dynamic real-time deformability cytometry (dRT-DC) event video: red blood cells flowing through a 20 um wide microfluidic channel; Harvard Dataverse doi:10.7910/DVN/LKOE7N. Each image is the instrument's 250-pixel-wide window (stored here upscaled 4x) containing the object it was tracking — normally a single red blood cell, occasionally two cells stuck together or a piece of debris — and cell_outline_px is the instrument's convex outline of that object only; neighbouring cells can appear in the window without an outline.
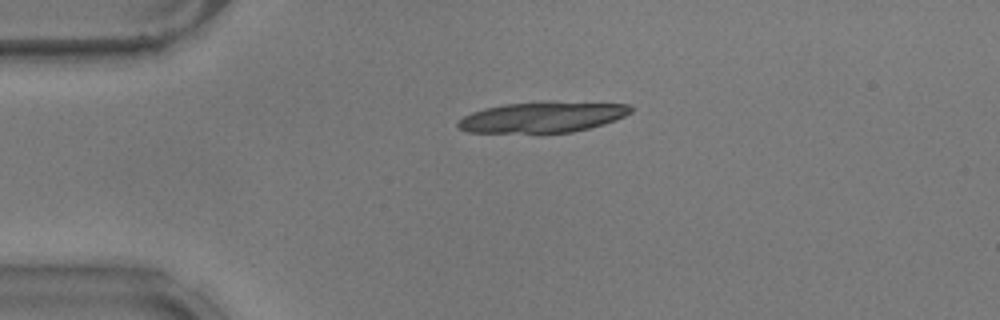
{"species": "common noctule bat (a hibernating species)", "species_latin": "Nyctalus noctula", "temperature_condition": "warm", "stored_images_in_passage": 2, "camera_frame_rate_fps": 3000, "um_per_image_px": 0.085, "animal": {"sex": "male", "body_mass_g": 17.9}, "frame": {"image": 1, "passage_image": 1, "time_ms": 0.0, "image_size_px": [1000, 320], "cell_outline_px": [[632, 112], [616, 120], [604, 124], [572, 132], [468, 132], [460, 128], [456, 124], [464, 116], [472, 112], [484, 108], [504, 104], [552, 100], [632, 104]], "centroid_in_image_um": [46.18, 9.92], "position_along_channel_um": 38.8, "area_um2": 31.21}}